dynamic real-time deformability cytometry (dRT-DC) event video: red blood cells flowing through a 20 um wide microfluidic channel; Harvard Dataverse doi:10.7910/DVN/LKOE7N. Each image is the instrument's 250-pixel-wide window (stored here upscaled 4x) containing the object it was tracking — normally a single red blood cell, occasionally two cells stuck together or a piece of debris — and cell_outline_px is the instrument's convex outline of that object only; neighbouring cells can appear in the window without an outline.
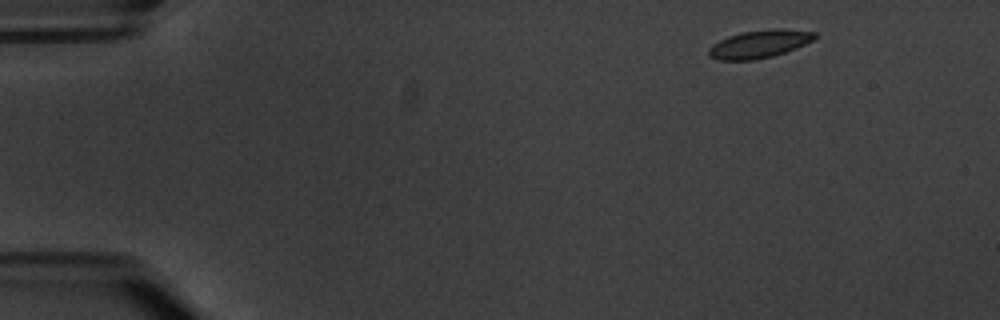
{"species": "common noctule bat (a hibernating species)", "species_latin": "Nyctalus noctula", "temperature_condition": "warm", "stored_images_in_passage": 5, "camera_frame_rate_fps": 3000, "um_per_image_px": 0.085, "animal": {"sex": "male", "body_mass_g": 20.1, "forearm_length_mm": 53.5}, "frame": {"image": 1, "passage_image": 1, "time_ms": 0.0, "image_size_px": [1000, 320], "cell_outline_px": [[816, 36], [812, 40], [796, 48], [772, 56], [756, 60], [720, 60], [708, 56], [708, 48], [712, 44], [728, 36], [740, 32], [816, 32]], "centroid_in_image_um": [64.39, 3.82], "position_along_channel_um": 20.6, "area_um2": 16.07}}
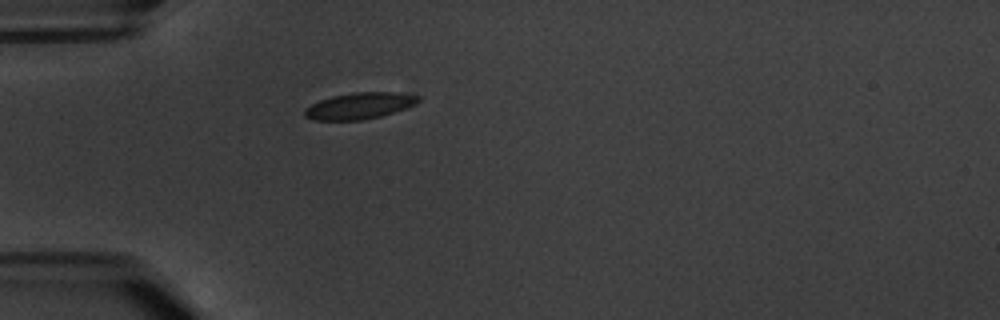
{"frame": {"image": 2, "passage_image": 4, "time_ms": 3.667, "image_size_px": [1000, 320], "cell_outline_px": [[420, 100], [404, 108], [380, 116], [360, 120], [312, 120], [304, 116], [304, 108], [320, 100], [332, 96], [356, 92], [396, 92], [420, 96]], "centroid_in_image_um": [30.5, 8.99], "position_along_channel_um": 54.5, "area_um2": 17.22}}